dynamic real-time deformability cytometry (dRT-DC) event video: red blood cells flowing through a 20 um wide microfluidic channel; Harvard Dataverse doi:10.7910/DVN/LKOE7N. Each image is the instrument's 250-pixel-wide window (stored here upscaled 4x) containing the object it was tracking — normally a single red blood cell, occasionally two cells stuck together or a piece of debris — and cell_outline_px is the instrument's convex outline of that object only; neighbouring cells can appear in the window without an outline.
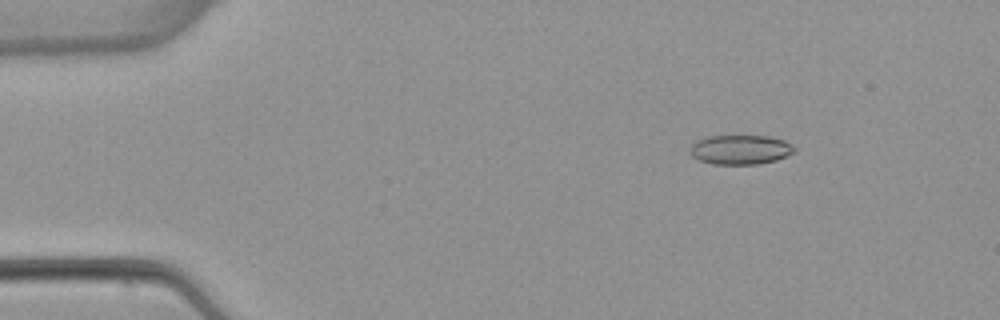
{"species": "common noctule bat (a hibernating species)", "species_latin": "Nyctalus noctula", "temperature_condition": "warm", "stored_images_in_passage": 4, "camera_frame_rate_fps": 3000, "um_per_image_px": 0.085, "animal": {"sex": "female", "body_mass_g": 22.7, "forearm_length_mm": 54.2}, "frame": {"image": 1, "passage_image": 2, "time_ms": 1.333, "image_size_px": [1000, 320], "cell_outline_px": [[796, 152], [788, 156], [776, 160], [756, 164], [712, 164], [700, 160], [692, 156], [688, 152], [688, 148], [696, 140], [708, 136], [768, 136], [784, 140], [792, 144], [796, 148]], "centroid_in_image_um": [62.93, 12.72], "position_along_channel_um": 22.1, "area_um2": 18.15}}
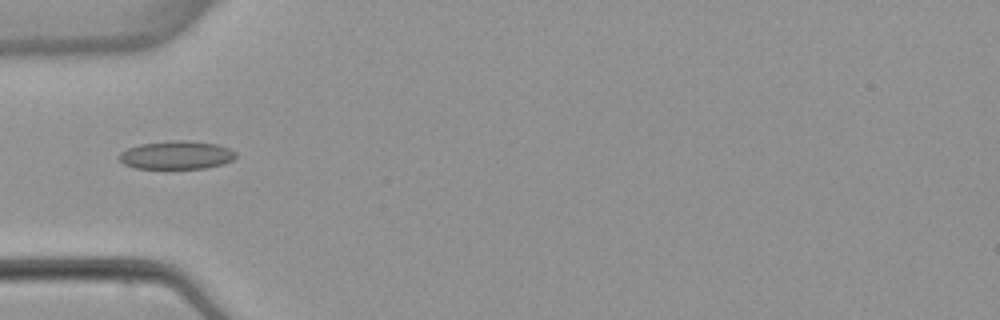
{"frame": {"image": 2, "passage_image": 4, "time_ms": 4.667, "image_size_px": [1000, 320], "cell_outline_px": [[236, 156], [232, 160], [224, 164], [204, 168], [136, 168], [124, 164], [120, 160], [120, 152], [128, 148], [140, 144], [168, 140], [188, 140], [216, 144], [228, 148], [236, 152]], "centroid_in_image_um": [15.01, 13.17], "position_along_channel_um": 70.0, "area_um2": 19.19}}